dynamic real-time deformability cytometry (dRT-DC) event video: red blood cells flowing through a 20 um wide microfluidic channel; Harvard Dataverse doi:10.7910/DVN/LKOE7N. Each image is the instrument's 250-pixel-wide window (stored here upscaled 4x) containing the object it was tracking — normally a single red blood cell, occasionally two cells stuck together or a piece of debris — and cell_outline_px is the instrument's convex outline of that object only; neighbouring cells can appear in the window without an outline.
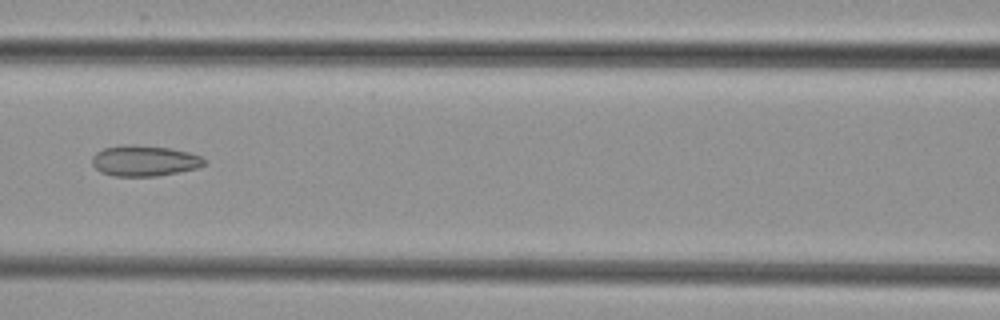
{"species": "common noctule bat (a hibernating species)", "species_latin": "Nyctalus noctula", "temperature_condition": "cold", "stored_images_in_passage": 7, "camera_frame_rate_fps": 3000, "um_per_image_px": 0.085, "animal": {"sex": "female", "body_mass_g": 29.2, "forearm_length_mm": 56.3}, "frame": {"image": 1, "passage_image": 7, "time_ms": 7.0, "image_size_px": [1000, 320], "cell_outline_px": [[204, 164], [200, 168], [156, 176], [112, 176], [100, 172], [92, 164], [92, 156], [96, 152], [104, 148], [128, 144], [132, 144], [172, 148], [188, 152], [200, 156], [204, 160]], "centroid_in_image_um": [12.25, 13.66], "position_along_channel_um": 154.3, "area_um2": 20.17}}